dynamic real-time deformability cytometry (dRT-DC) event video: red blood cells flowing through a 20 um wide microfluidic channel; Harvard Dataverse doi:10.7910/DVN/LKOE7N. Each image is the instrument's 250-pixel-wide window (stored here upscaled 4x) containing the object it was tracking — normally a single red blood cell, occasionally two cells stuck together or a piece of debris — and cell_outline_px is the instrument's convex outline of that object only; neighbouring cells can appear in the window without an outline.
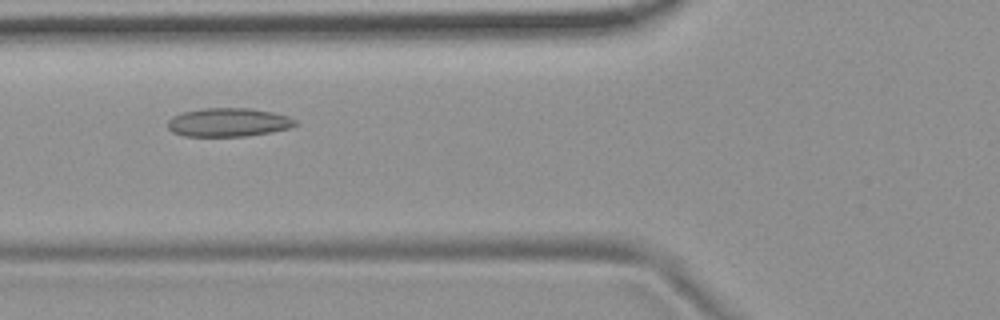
{"species": "common noctule bat (a hibernating species)", "species_latin": "Nyctalus noctula", "temperature_condition": "room temperature", "stored_images_in_passage": 52, "camera_frame_rate_fps": 3000, "um_per_image_px": 0.085, "animal": {"sex": "female", "body_mass_g": 19.9}, "frame": {"image": 1, "passage_image": 18, "time_ms": 5.667, "image_size_px": [1000, 320], "cell_outline_px": [[300, 124], [292, 128], [244, 136], [184, 136], [172, 132], [168, 128], [168, 120], [172, 116], [184, 112], [204, 108], [248, 108], [272, 112], [288, 116], [296, 120]], "centroid_in_image_um": [19.43, 10.4], "position_along_channel_um": 106.4, "area_um2": 21.27}}
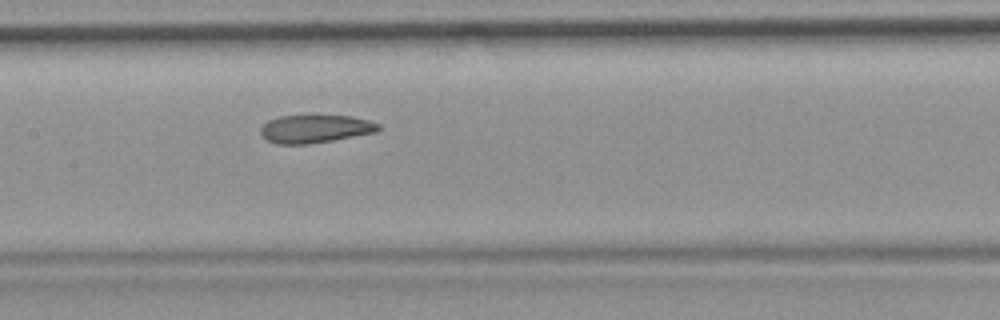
{"frame": {"image": 2, "passage_image": 24, "time_ms": 7.667, "image_size_px": [1000, 320], "cell_outline_px": [[380, 128], [376, 132], [332, 140], [308, 144], [276, 144], [268, 140], [260, 132], [260, 128], [268, 120], [280, 116], [352, 116], [368, 120], [380, 124]], "centroid_in_image_um": [26.79, 10.95], "position_along_channel_um": 180.6, "area_um2": 19.02}}
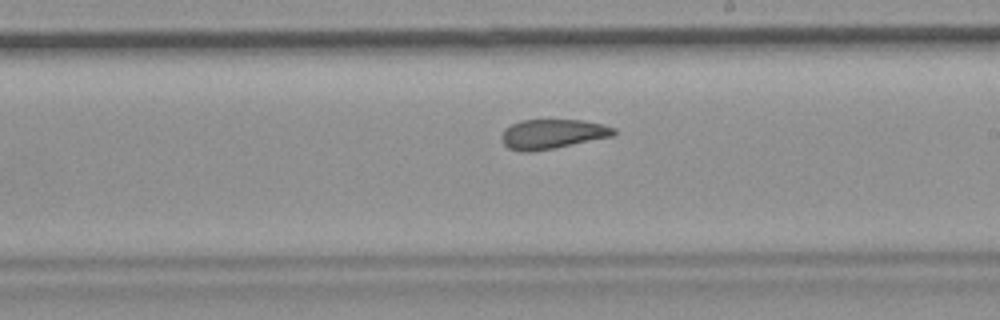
{"frame": {"image": 3, "passage_image": 29, "time_ms": 9.333, "image_size_px": [1000, 320], "cell_outline_px": [[616, 136], [532, 152], [520, 152], [508, 148], [500, 140], [500, 136], [504, 128], [520, 120], [584, 120], [604, 124], [616, 128]], "centroid_in_image_um": [46.96, 11.39], "position_along_channel_um": 242.0, "area_um2": 19.71}, "authors_computed_cell_mechanics": {"area_um2": 20.6635, "velocity_mm_per_s": 3.705, "shape_relaxation_time_tau1_ms": null, "shape_relaxation_time_tau2_ms": 3.7431, "deformation_change_tau1": null, "deformation_change_tau2": 0.0862}}